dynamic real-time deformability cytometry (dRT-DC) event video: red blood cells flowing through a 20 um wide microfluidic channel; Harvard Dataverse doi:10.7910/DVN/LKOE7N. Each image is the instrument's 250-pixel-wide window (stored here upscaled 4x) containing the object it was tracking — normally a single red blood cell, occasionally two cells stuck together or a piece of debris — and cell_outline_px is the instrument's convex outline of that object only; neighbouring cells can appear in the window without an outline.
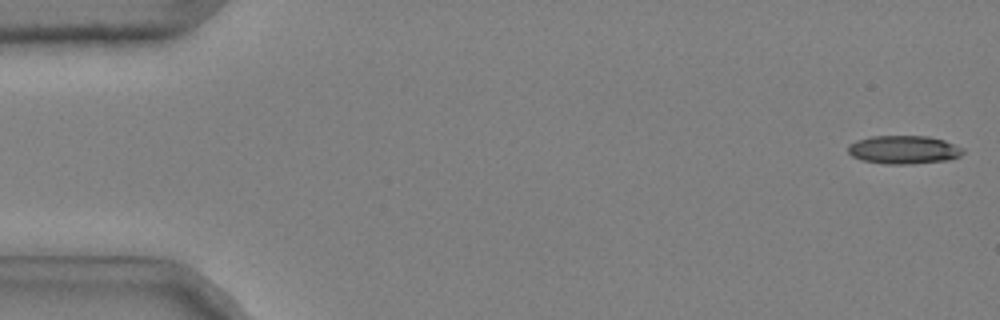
{"species": "common noctule bat (a hibernating species)", "species_latin": "Nyctalus noctula", "temperature_condition": "cold", "stored_images_in_passage": 16, "camera_frame_rate_fps": 3000, "um_per_image_px": 0.085, "animal": {"sex": "male", "body_mass_g": 20.4}, "frame": {"image": 1, "passage_image": 1, "time_ms": 0.0, "image_size_px": [1000, 320], "cell_outline_px": [[964, 152], [960, 156], [948, 160], [912, 164], [884, 164], [860, 160], [852, 156], [848, 152], [848, 144], [856, 140], [872, 136], [928, 136], [944, 140], [964, 148]], "centroid_in_image_um": [76.81, 12.73], "position_along_channel_um": 8.2, "area_um2": 19.19}}
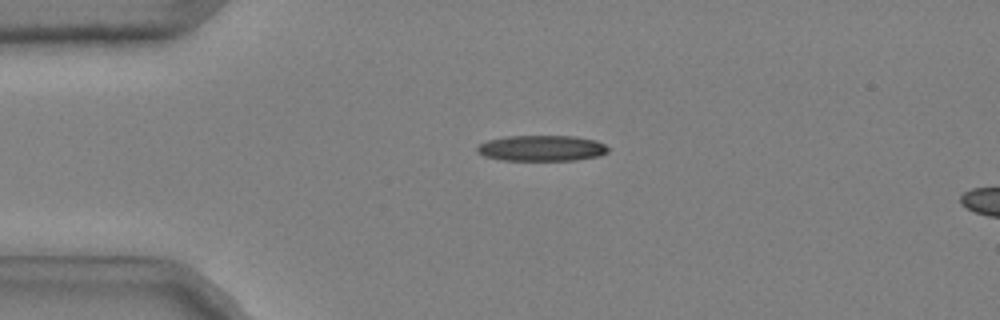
{"frame": {"image": 2, "passage_image": 12, "time_ms": 3.667, "image_size_px": [1000, 320], "cell_outline_px": [[608, 152], [600, 156], [576, 160], [500, 160], [484, 156], [476, 152], [476, 148], [480, 144], [488, 140], [508, 136], [572, 136], [596, 140], [604, 144], [608, 148]], "centroid_in_image_um": [46.04, 12.6], "position_along_channel_um": 39.0, "area_um2": 19.71}}